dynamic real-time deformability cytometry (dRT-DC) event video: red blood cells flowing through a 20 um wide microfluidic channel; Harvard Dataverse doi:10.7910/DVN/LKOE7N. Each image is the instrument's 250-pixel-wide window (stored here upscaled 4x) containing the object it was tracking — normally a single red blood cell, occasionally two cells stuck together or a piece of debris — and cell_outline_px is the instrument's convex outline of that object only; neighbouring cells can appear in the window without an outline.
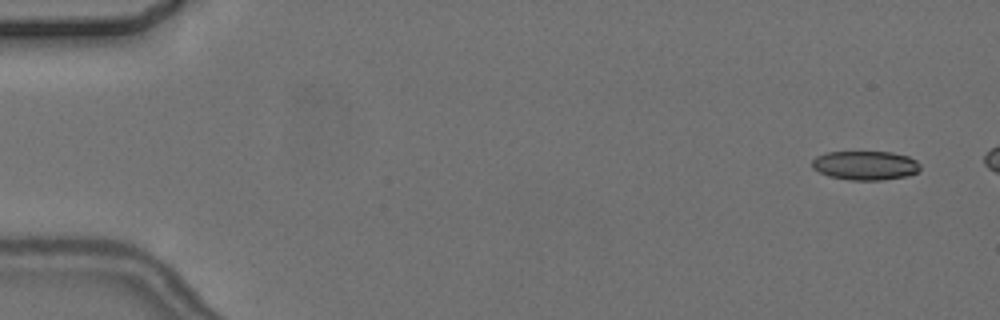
{"species": "common noctule bat (a hibernating species)", "species_latin": "Nyctalus noctula", "temperature_condition": "cold", "stored_images_in_passage": 4, "segment_of_instrument_passage": [2, 2], "camera_frame_rate_fps": 3000, "um_per_image_px": 0.085, "animal": {"sex": "female", "body_mass_g": 24.6, "forearm_length_mm": 56.2}, "frame": {"image": 1, "passage_image": 4, "time_ms": 4.333, "image_size_px": [1000, 320], "cell_outline_px": [[920, 168], [916, 172], [908, 176], [884, 180], [848, 180], [828, 176], [812, 168], [812, 160], [816, 156], [828, 152], [892, 152], [908, 156], [916, 160], [920, 164]], "centroid_in_image_um": [73.55, 14.06], "position_along_channel_um": 11.4, "area_um2": 18.44}}